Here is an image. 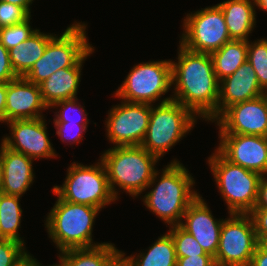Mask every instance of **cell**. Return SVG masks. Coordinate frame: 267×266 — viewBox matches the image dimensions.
Segmentation results:
<instances>
[{
    "label": "cell",
    "mask_w": 267,
    "mask_h": 266,
    "mask_svg": "<svg viewBox=\"0 0 267 266\" xmlns=\"http://www.w3.org/2000/svg\"><path fill=\"white\" fill-rule=\"evenodd\" d=\"M53 34L37 31L28 39L8 50L11 66L17 76H24L33 64L42 57Z\"/></svg>",
    "instance_id": "23"
},
{
    "label": "cell",
    "mask_w": 267,
    "mask_h": 266,
    "mask_svg": "<svg viewBox=\"0 0 267 266\" xmlns=\"http://www.w3.org/2000/svg\"><path fill=\"white\" fill-rule=\"evenodd\" d=\"M217 151L230 163L267 175V138L260 135L220 134Z\"/></svg>",
    "instance_id": "15"
},
{
    "label": "cell",
    "mask_w": 267,
    "mask_h": 266,
    "mask_svg": "<svg viewBox=\"0 0 267 266\" xmlns=\"http://www.w3.org/2000/svg\"><path fill=\"white\" fill-rule=\"evenodd\" d=\"M249 266H267V244L257 245Z\"/></svg>",
    "instance_id": "38"
},
{
    "label": "cell",
    "mask_w": 267,
    "mask_h": 266,
    "mask_svg": "<svg viewBox=\"0 0 267 266\" xmlns=\"http://www.w3.org/2000/svg\"><path fill=\"white\" fill-rule=\"evenodd\" d=\"M31 15L21 23L0 28V43L7 49L14 48L34 34L37 29L30 26Z\"/></svg>",
    "instance_id": "29"
},
{
    "label": "cell",
    "mask_w": 267,
    "mask_h": 266,
    "mask_svg": "<svg viewBox=\"0 0 267 266\" xmlns=\"http://www.w3.org/2000/svg\"><path fill=\"white\" fill-rule=\"evenodd\" d=\"M263 95L267 98V88L263 91Z\"/></svg>",
    "instance_id": "43"
},
{
    "label": "cell",
    "mask_w": 267,
    "mask_h": 266,
    "mask_svg": "<svg viewBox=\"0 0 267 266\" xmlns=\"http://www.w3.org/2000/svg\"><path fill=\"white\" fill-rule=\"evenodd\" d=\"M172 86L170 60L150 61L135 65L115 96L127 102L153 104Z\"/></svg>",
    "instance_id": "9"
},
{
    "label": "cell",
    "mask_w": 267,
    "mask_h": 266,
    "mask_svg": "<svg viewBox=\"0 0 267 266\" xmlns=\"http://www.w3.org/2000/svg\"><path fill=\"white\" fill-rule=\"evenodd\" d=\"M94 48L74 67L59 69L39 86L44 104L51 108L56 102L76 98L82 65Z\"/></svg>",
    "instance_id": "20"
},
{
    "label": "cell",
    "mask_w": 267,
    "mask_h": 266,
    "mask_svg": "<svg viewBox=\"0 0 267 266\" xmlns=\"http://www.w3.org/2000/svg\"><path fill=\"white\" fill-rule=\"evenodd\" d=\"M33 0H0V2H7L22 7L29 15H31V9L29 8Z\"/></svg>",
    "instance_id": "41"
},
{
    "label": "cell",
    "mask_w": 267,
    "mask_h": 266,
    "mask_svg": "<svg viewBox=\"0 0 267 266\" xmlns=\"http://www.w3.org/2000/svg\"><path fill=\"white\" fill-rule=\"evenodd\" d=\"M208 158L228 213L249 214L257 200L261 174L230 163L217 150Z\"/></svg>",
    "instance_id": "6"
},
{
    "label": "cell",
    "mask_w": 267,
    "mask_h": 266,
    "mask_svg": "<svg viewBox=\"0 0 267 266\" xmlns=\"http://www.w3.org/2000/svg\"><path fill=\"white\" fill-rule=\"evenodd\" d=\"M43 118L8 121L11 137L5 136L2 143L7 148L21 152L33 160L57 157L48 137L46 120Z\"/></svg>",
    "instance_id": "13"
},
{
    "label": "cell",
    "mask_w": 267,
    "mask_h": 266,
    "mask_svg": "<svg viewBox=\"0 0 267 266\" xmlns=\"http://www.w3.org/2000/svg\"><path fill=\"white\" fill-rule=\"evenodd\" d=\"M29 16L30 15L18 5L0 2V28L21 23Z\"/></svg>",
    "instance_id": "32"
},
{
    "label": "cell",
    "mask_w": 267,
    "mask_h": 266,
    "mask_svg": "<svg viewBox=\"0 0 267 266\" xmlns=\"http://www.w3.org/2000/svg\"><path fill=\"white\" fill-rule=\"evenodd\" d=\"M85 25L74 22L61 36L55 34L42 57L23 77L40 85L57 70L76 66L94 48L87 40Z\"/></svg>",
    "instance_id": "7"
},
{
    "label": "cell",
    "mask_w": 267,
    "mask_h": 266,
    "mask_svg": "<svg viewBox=\"0 0 267 266\" xmlns=\"http://www.w3.org/2000/svg\"><path fill=\"white\" fill-rule=\"evenodd\" d=\"M45 109L48 107L43 102L39 85L23 76L7 82L5 122L41 118Z\"/></svg>",
    "instance_id": "17"
},
{
    "label": "cell",
    "mask_w": 267,
    "mask_h": 266,
    "mask_svg": "<svg viewBox=\"0 0 267 266\" xmlns=\"http://www.w3.org/2000/svg\"><path fill=\"white\" fill-rule=\"evenodd\" d=\"M176 266H216L212 255L177 257Z\"/></svg>",
    "instance_id": "36"
},
{
    "label": "cell",
    "mask_w": 267,
    "mask_h": 266,
    "mask_svg": "<svg viewBox=\"0 0 267 266\" xmlns=\"http://www.w3.org/2000/svg\"><path fill=\"white\" fill-rule=\"evenodd\" d=\"M11 63L8 50L0 43V83H7L17 78Z\"/></svg>",
    "instance_id": "35"
},
{
    "label": "cell",
    "mask_w": 267,
    "mask_h": 266,
    "mask_svg": "<svg viewBox=\"0 0 267 266\" xmlns=\"http://www.w3.org/2000/svg\"><path fill=\"white\" fill-rule=\"evenodd\" d=\"M229 215L220 230L216 266H249L259 244L254 222L250 214Z\"/></svg>",
    "instance_id": "10"
},
{
    "label": "cell",
    "mask_w": 267,
    "mask_h": 266,
    "mask_svg": "<svg viewBox=\"0 0 267 266\" xmlns=\"http://www.w3.org/2000/svg\"><path fill=\"white\" fill-rule=\"evenodd\" d=\"M188 172L182 163L176 159L172 160L162 169L158 180L160 172L156 170L147 189L158 183L143 197L145 206L170 227L181 223L186 209L199 195L191 190L195 180Z\"/></svg>",
    "instance_id": "2"
},
{
    "label": "cell",
    "mask_w": 267,
    "mask_h": 266,
    "mask_svg": "<svg viewBox=\"0 0 267 266\" xmlns=\"http://www.w3.org/2000/svg\"><path fill=\"white\" fill-rule=\"evenodd\" d=\"M182 218L184 220L179 225L189 232L207 253L215 257L223 219L213 218L200 194L190 203Z\"/></svg>",
    "instance_id": "16"
},
{
    "label": "cell",
    "mask_w": 267,
    "mask_h": 266,
    "mask_svg": "<svg viewBox=\"0 0 267 266\" xmlns=\"http://www.w3.org/2000/svg\"><path fill=\"white\" fill-rule=\"evenodd\" d=\"M121 252L108 242L92 248L69 249L60 252L59 264L54 266H119Z\"/></svg>",
    "instance_id": "21"
},
{
    "label": "cell",
    "mask_w": 267,
    "mask_h": 266,
    "mask_svg": "<svg viewBox=\"0 0 267 266\" xmlns=\"http://www.w3.org/2000/svg\"><path fill=\"white\" fill-rule=\"evenodd\" d=\"M169 229L168 233L173 239L177 257L210 255L201 247L198 241L180 225L171 226Z\"/></svg>",
    "instance_id": "28"
},
{
    "label": "cell",
    "mask_w": 267,
    "mask_h": 266,
    "mask_svg": "<svg viewBox=\"0 0 267 266\" xmlns=\"http://www.w3.org/2000/svg\"><path fill=\"white\" fill-rule=\"evenodd\" d=\"M254 209H267V175L262 176L260 179Z\"/></svg>",
    "instance_id": "37"
},
{
    "label": "cell",
    "mask_w": 267,
    "mask_h": 266,
    "mask_svg": "<svg viewBox=\"0 0 267 266\" xmlns=\"http://www.w3.org/2000/svg\"><path fill=\"white\" fill-rule=\"evenodd\" d=\"M219 134L260 135L267 134V98L236 103L228 107L216 120Z\"/></svg>",
    "instance_id": "14"
},
{
    "label": "cell",
    "mask_w": 267,
    "mask_h": 266,
    "mask_svg": "<svg viewBox=\"0 0 267 266\" xmlns=\"http://www.w3.org/2000/svg\"><path fill=\"white\" fill-rule=\"evenodd\" d=\"M54 125L56 129V134L61 138L62 142H71L70 145L73 143H80V141L83 140L82 133H85V130L88 127V124H78L70 122H54ZM75 125H77V131L75 129ZM74 130L76 131V134L73 133Z\"/></svg>",
    "instance_id": "33"
},
{
    "label": "cell",
    "mask_w": 267,
    "mask_h": 266,
    "mask_svg": "<svg viewBox=\"0 0 267 266\" xmlns=\"http://www.w3.org/2000/svg\"><path fill=\"white\" fill-rule=\"evenodd\" d=\"M174 96L197 117L215 122L219 98V81L210 54L190 51L181 44L178 62L171 60ZM175 82V83H174Z\"/></svg>",
    "instance_id": "1"
},
{
    "label": "cell",
    "mask_w": 267,
    "mask_h": 266,
    "mask_svg": "<svg viewBox=\"0 0 267 266\" xmlns=\"http://www.w3.org/2000/svg\"><path fill=\"white\" fill-rule=\"evenodd\" d=\"M249 214L254 222L258 242L267 244V209H253Z\"/></svg>",
    "instance_id": "34"
},
{
    "label": "cell",
    "mask_w": 267,
    "mask_h": 266,
    "mask_svg": "<svg viewBox=\"0 0 267 266\" xmlns=\"http://www.w3.org/2000/svg\"><path fill=\"white\" fill-rule=\"evenodd\" d=\"M0 158V192L6 195L22 197L34 182L33 159L21 152L7 148L2 142Z\"/></svg>",
    "instance_id": "19"
},
{
    "label": "cell",
    "mask_w": 267,
    "mask_h": 266,
    "mask_svg": "<svg viewBox=\"0 0 267 266\" xmlns=\"http://www.w3.org/2000/svg\"><path fill=\"white\" fill-rule=\"evenodd\" d=\"M100 210L97 207L62 200L57 195V201L45 222L49 238L60 252L104 244L92 242L94 220Z\"/></svg>",
    "instance_id": "4"
},
{
    "label": "cell",
    "mask_w": 267,
    "mask_h": 266,
    "mask_svg": "<svg viewBox=\"0 0 267 266\" xmlns=\"http://www.w3.org/2000/svg\"><path fill=\"white\" fill-rule=\"evenodd\" d=\"M161 102V103H160ZM151 105L148 128L140 146L159 159L193 127L196 115L172 96Z\"/></svg>",
    "instance_id": "5"
},
{
    "label": "cell",
    "mask_w": 267,
    "mask_h": 266,
    "mask_svg": "<svg viewBox=\"0 0 267 266\" xmlns=\"http://www.w3.org/2000/svg\"><path fill=\"white\" fill-rule=\"evenodd\" d=\"M0 181H1V158H0Z\"/></svg>",
    "instance_id": "44"
},
{
    "label": "cell",
    "mask_w": 267,
    "mask_h": 266,
    "mask_svg": "<svg viewBox=\"0 0 267 266\" xmlns=\"http://www.w3.org/2000/svg\"><path fill=\"white\" fill-rule=\"evenodd\" d=\"M263 95L256 72L246 61L232 75L219 82L217 118L231 105Z\"/></svg>",
    "instance_id": "18"
},
{
    "label": "cell",
    "mask_w": 267,
    "mask_h": 266,
    "mask_svg": "<svg viewBox=\"0 0 267 266\" xmlns=\"http://www.w3.org/2000/svg\"><path fill=\"white\" fill-rule=\"evenodd\" d=\"M210 55L216 77L220 82L247 61V41L232 39Z\"/></svg>",
    "instance_id": "25"
},
{
    "label": "cell",
    "mask_w": 267,
    "mask_h": 266,
    "mask_svg": "<svg viewBox=\"0 0 267 266\" xmlns=\"http://www.w3.org/2000/svg\"><path fill=\"white\" fill-rule=\"evenodd\" d=\"M14 266H42L37 259L27 253L19 262Z\"/></svg>",
    "instance_id": "40"
},
{
    "label": "cell",
    "mask_w": 267,
    "mask_h": 266,
    "mask_svg": "<svg viewBox=\"0 0 267 266\" xmlns=\"http://www.w3.org/2000/svg\"><path fill=\"white\" fill-rule=\"evenodd\" d=\"M160 160L142 146H113L101 155L113 196L118 199L116 185L133 197L145 191Z\"/></svg>",
    "instance_id": "3"
},
{
    "label": "cell",
    "mask_w": 267,
    "mask_h": 266,
    "mask_svg": "<svg viewBox=\"0 0 267 266\" xmlns=\"http://www.w3.org/2000/svg\"><path fill=\"white\" fill-rule=\"evenodd\" d=\"M20 198L0 192V238L14 240L25 245L24 240L18 234L23 212L19 203Z\"/></svg>",
    "instance_id": "26"
},
{
    "label": "cell",
    "mask_w": 267,
    "mask_h": 266,
    "mask_svg": "<svg viewBox=\"0 0 267 266\" xmlns=\"http://www.w3.org/2000/svg\"><path fill=\"white\" fill-rule=\"evenodd\" d=\"M77 97L72 99H66L63 101L56 102L52 107H61L60 111L56 112L54 115V122H70V123H78V124H88L87 113L86 110L81 106V104L77 103ZM68 111H71L69 113ZM79 113L78 117H73L75 113ZM71 114V115H70ZM77 115V114H76Z\"/></svg>",
    "instance_id": "30"
},
{
    "label": "cell",
    "mask_w": 267,
    "mask_h": 266,
    "mask_svg": "<svg viewBox=\"0 0 267 266\" xmlns=\"http://www.w3.org/2000/svg\"><path fill=\"white\" fill-rule=\"evenodd\" d=\"M218 5L222 9L230 38L248 41V34L256 25L255 0H227Z\"/></svg>",
    "instance_id": "22"
},
{
    "label": "cell",
    "mask_w": 267,
    "mask_h": 266,
    "mask_svg": "<svg viewBox=\"0 0 267 266\" xmlns=\"http://www.w3.org/2000/svg\"><path fill=\"white\" fill-rule=\"evenodd\" d=\"M255 3V6H257L259 9L267 11V0H255Z\"/></svg>",
    "instance_id": "42"
},
{
    "label": "cell",
    "mask_w": 267,
    "mask_h": 266,
    "mask_svg": "<svg viewBox=\"0 0 267 266\" xmlns=\"http://www.w3.org/2000/svg\"><path fill=\"white\" fill-rule=\"evenodd\" d=\"M52 190L62 200L99 209L117 200L110 190L102 161L89 166L73 162L68 167L64 184L56 185Z\"/></svg>",
    "instance_id": "8"
},
{
    "label": "cell",
    "mask_w": 267,
    "mask_h": 266,
    "mask_svg": "<svg viewBox=\"0 0 267 266\" xmlns=\"http://www.w3.org/2000/svg\"><path fill=\"white\" fill-rule=\"evenodd\" d=\"M182 26L179 44L190 51L211 54L232 40L218 4L187 14Z\"/></svg>",
    "instance_id": "11"
},
{
    "label": "cell",
    "mask_w": 267,
    "mask_h": 266,
    "mask_svg": "<svg viewBox=\"0 0 267 266\" xmlns=\"http://www.w3.org/2000/svg\"><path fill=\"white\" fill-rule=\"evenodd\" d=\"M121 101L108 113L107 139L114 146H140L148 128L151 104Z\"/></svg>",
    "instance_id": "12"
},
{
    "label": "cell",
    "mask_w": 267,
    "mask_h": 266,
    "mask_svg": "<svg viewBox=\"0 0 267 266\" xmlns=\"http://www.w3.org/2000/svg\"><path fill=\"white\" fill-rule=\"evenodd\" d=\"M25 249L22 243L0 238V266H14L28 253Z\"/></svg>",
    "instance_id": "31"
},
{
    "label": "cell",
    "mask_w": 267,
    "mask_h": 266,
    "mask_svg": "<svg viewBox=\"0 0 267 266\" xmlns=\"http://www.w3.org/2000/svg\"><path fill=\"white\" fill-rule=\"evenodd\" d=\"M7 83H0V122H5Z\"/></svg>",
    "instance_id": "39"
},
{
    "label": "cell",
    "mask_w": 267,
    "mask_h": 266,
    "mask_svg": "<svg viewBox=\"0 0 267 266\" xmlns=\"http://www.w3.org/2000/svg\"><path fill=\"white\" fill-rule=\"evenodd\" d=\"M247 61L254 68L259 86L264 91L267 88V38L254 43L247 41Z\"/></svg>",
    "instance_id": "27"
},
{
    "label": "cell",
    "mask_w": 267,
    "mask_h": 266,
    "mask_svg": "<svg viewBox=\"0 0 267 266\" xmlns=\"http://www.w3.org/2000/svg\"><path fill=\"white\" fill-rule=\"evenodd\" d=\"M140 255L124 256L121 252V264L123 266H176L177 256L171 235L167 232L160 236L149 247L147 253Z\"/></svg>",
    "instance_id": "24"
}]
</instances>
